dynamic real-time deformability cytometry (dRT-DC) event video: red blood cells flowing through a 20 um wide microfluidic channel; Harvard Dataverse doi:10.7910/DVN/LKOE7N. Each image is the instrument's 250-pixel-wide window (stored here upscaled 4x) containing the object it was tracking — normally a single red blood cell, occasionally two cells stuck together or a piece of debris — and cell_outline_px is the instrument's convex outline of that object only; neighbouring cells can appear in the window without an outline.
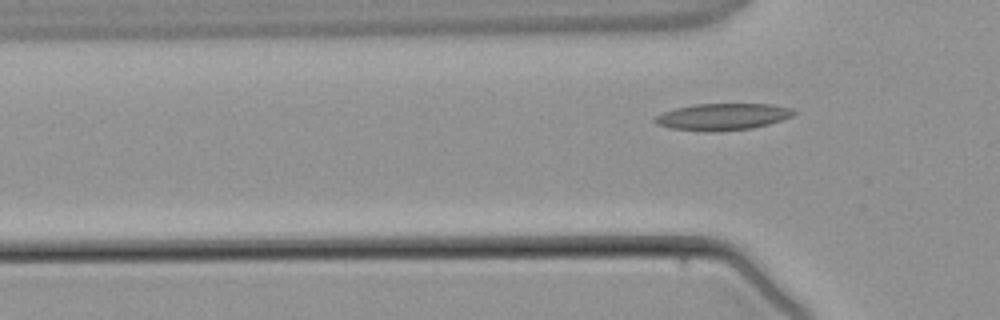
{"species": "common noctule bat (a hibernating species)", "species_latin": "Nyctalus noctula", "temperature_condition": "warm", "stored_images_in_passage": 4, "camera_frame_rate_fps": 3000, "um_per_image_px": 0.085, "animal": {"sex": "male", "body_mass_g": 21.5, "forearm_length_mm": 52.0}, "frame": {"image": 1, "passage_image": 4, "time_ms": 3.667, "image_size_px": [1000, 320], "cell_outline_px": [[796, 112], [792, 116], [768, 124], [752, 128], [672, 128], [656, 124], [652, 120], [656, 116], [664, 112], [676, 108], [696, 104], [772, 104], [792, 108]], "centroid_in_image_um": [61.48, 9.86], "position_along_channel_um": 64.3, "area_um2": 20.29}}